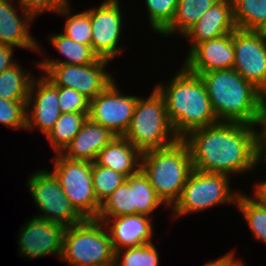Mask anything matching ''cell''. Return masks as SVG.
<instances>
[{"label": "cell", "mask_w": 266, "mask_h": 266, "mask_svg": "<svg viewBox=\"0 0 266 266\" xmlns=\"http://www.w3.org/2000/svg\"><path fill=\"white\" fill-rule=\"evenodd\" d=\"M256 126L218 122L190 131L182 139L190 150L193 169L229 176L257 170L261 161Z\"/></svg>", "instance_id": "cell-1"}, {"label": "cell", "mask_w": 266, "mask_h": 266, "mask_svg": "<svg viewBox=\"0 0 266 266\" xmlns=\"http://www.w3.org/2000/svg\"><path fill=\"white\" fill-rule=\"evenodd\" d=\"M155 89L163 97L167 117L180 139L194 129L218 123L201 77L183 66L166 85L161 82Z\"/></svg>", "instance_id": "cell-2"}, {"label": "cell", "mask_w": 266, "mask_h": 266, "mask_svg": "<svg viewBox=\"0 0 266 266\" xmlns=\"http://www.w3.org/2000/svg\"><path fill=\"white\" fill-rule=\"evenodd\" d=\"M218 122L257 125L266 96L233 68L199 74Z\"/></svg>", "instance_id": "cell-3"}, {"label": "cell", "mask_w": 266, "mask_h": 266, "mask_svg": "<svg viewBox=\"0 0 266 266\" xmlns=\"http://www.w3.org/2000/svg\"><path fill=\"white\" fill-rule=\"evenodd\" d=\"M141 170L167 208L172 207L194 170L188 145L179 138L167 147L143 152Z\"/></svg>", "instance_id": "cell-4"}, {"label": "cell", "mask_w": 266, "mask_h": 266, "mask_svg": "<svg viewBox=\"0 0 266 266\" xmlns=\"http://www.w3.org/2000/svg\"><path fill=\"white\" fill-rule=\"evenodd\" d=\"M115 250L108 228L97 219L65 228L60 260L69 266H113Z\"/></svg>", "instance_id": "cell-5"}, {"label": "cell", "mask_w": 266, "mask_h": 266, "mask_svg": "<svg viewBox=\"0 0 266 266\" xmlns=\"http://www.w3.org/2000/svg\"><path fill=\"white\" fill-rule=\"evenodd\" d=\"M123 137L141 153L167 147L179 139L167 117L164 99L155 88L149 97L138 98Z\"/></svg>", "instance_id": "cell-6"}, {"label": "cell", "mask_w": 266, "mask_h": 266, "mask_svg": "<svg viewBox=\"0 0 266 266\" xmlns=\"http://www.w3.org/2000/svg\"><path fill=\"white\" fill-rule=\"evenodd\" d=\"M229 178L227 174L193 170L182 188L180 198L170 208L171 218L177 220L213 206L236 204L240 191L233 193Z\"/></svg>", "instance_id": "cell-7"}, {"label": "cell", "mask_w": 266, "mask_h": 266, "mask_svg": "<svg viewBox=\"0 0 266 266\" xmlns=\"http://www.w3.org/2000/svg\"><path fill=\"white\" fill-rule=\"evenodd\" d=\"M51 160L54 161L51 172L75 210L84 219H96L101 204L93 189L92 162L68 159L60 153Z\"/></svg>", "instance_id": "cell-8"}, {"label": "cell", "mask_w": 266, "mask_h": 266, "mask_svg": "<svg viewBox=\"0 0 266 266\" xmlns=\"http://www.w3.org/2000/svg\"><path fill=\"white\" fill-rule=\"evenodd\" d=\"M26 187L31 193L35 206L41 212L36 214V217L60 224L65 228L84 220L72 206L51 171L37 170L29 176Z\"/></svg>", "instance_id": "cell-9"}, {"label": "cell", "mask_w": 266, "mask_h": 266, "mask_svg": "<svg viewBox=\"0 0 266 266\" xmlns=\"http://www.w3.org/2000/svg\"><path fill=\"white\" fill-rule=\"evenodd\" d=\"M109 62L99 58L86 65H38V68L55 86L74 89L91 101L114 81L105 69Z\"/></svg>", "instance_id": "cell-10"}, {"label": "cell", "mask_w": 266, "mask_h": 266, "mask_svg": "<svg viewBox=\"0 0 266 266\" xmlns=\"http://www.w3.org/2000/svg\"><path fill=\"white\" fill-rule=\"evenodd\" d=\"M233 69L266 96V31H234Z\"/></svg>", "instance_id": "cell-11"}, {"label": "cell", "mask_w": 266, "mask_h": 266, "mask_svg": "<svg viewBox=\"0 0 266 266\" xmlns=\"http://www.w3.org/2000/svg\"><path fill=\"white\" fill-rule=\"evenodd\" d=\"M115 81L89 101L88 118L109 129L114 135L124 136L139 97L124 95L119 91Z\"/></svg>", "instance_id": "cell-12"}, {"label": "cell", "mask_w": 266, "mask_h": 266, "mask_svg": "<svg viewBox=\"0 0 266 266\" xmlns=\"http://www.w3.org/2000/svg\"><path fill=\"white\" fill-rule=\"evenodd\" d=\"M120 4L119 0H105L98 7L86 10L92 26L91 46L99 58L112 61L123 49L119 47L124 26Z\"/></svg>", "instance_id": "cell-13"}, {"label": "cell", "mask_w": 266, "mask_h": 266, "mask_svg": "<svg viewBox=\"0 0 266 266\" xmlns=\"http://www.w3.org/2000/svg\"><path fill=\"white\" fill-rule=\"evenodd\" d=\"M65 227L32 216L20 227L18 243L19 256L27 259L41 258L48 255L61 257Z\"/></svg>", "instance_id": "cell-14"}, {"label": "cell", "mask_w": 266, "mask_h": 266, "mask_svg": "<svg viewBox=\"0 0 266 266\" xmlns=\"http://www.w3.org/2000/svg\"><path fill=\"white\" fill-rule=\"evenodd\" d=\"M40 77V78H39ZM34 78L26 104V130H40L46 136L60 117L58 86L43 74ZM37 79V80H36Z\"/></svg>", "instance_id": "cell-15"}, {"label": "cell", "mask_w": 266, "mask_h": 266, "mask_svg": "<svg viewBox=\"0 0 266 266\" xmlns=\"http://www.w3.org/2000/svg\"><path fill=\"white\" fill-rule=\"evenodd\" d=\"M183 67L199 75L214 70L231 69L234 65V31L195 45L185 56Z\"/></svg>", "instance_id": "cell-16"}, {"label": "cell", "mask_w": 266, "mask_h": 266, "mask_svg": "<svg viewBox=\"0 0 266 266\" xmlns=\"http://www.w3.org/2000/svg\"><path fill=\"white\" fill-rule=\"evenodd\" d=\"M13 2L15 0H0V44L43 53L39 42L29 31L36 17L19 3L16 7Z\"/></svg>", "instance_id": "cell-17"}, {"label": "cell", "mask_w": 266, "mask_h": 266, "mask_svg": "<svg viewBox=\"0 0 266 266\" xmlns=\"http://www.w3.org/2000/svg\"><path fill=\"white\" fill-rule=\"evenodd\" d=\"M102 221L112 241L114 250L137 247L153 242V218L130 214L115 218H96Z\"/></svg>", "instance_id": "cell-18"}, {"label": "cell", "mask_w": 266, "mask_h": 266, "mask_svg": "<svg viewBox=\"0 0 266 266\" xmlns=\"http://www.w3.org/2000/svg\"><path fill=\"white\" fill-rule=\"evenodd\" d=\"M236 29L232 0H219L182 37L189 41V52L200 42L227 35Z\"/></svg>", "instance_id": "cell-19"}, {"label": "cell", "mask_w": 266, "mask_h": 266, "mask_svg": "<svg viewBox=\"0 0 266 266\" xmlns=\"http://www.w3.org/2000/svg\"><path fill=\"white\" fill-rule=\"evenodd\" d=\"M115 137L109 129L87 118L79 133L60 154L72 160L94 162L98 152Z\"/></svg>", "instance_id": "cell-20"}, {"label": "cell", "mask_w": 266, "mask_h": 266, "mask_svg": "<svg viewBox=\"0 0 266 266\" xmlns=\"http://www.w3.org/2000/svg\"><path fill=\"white\" fill-rule=\"evenodd\" d=\"M142 153L123 136H116L98 152L95 164L112 169L126 178L141 169Z\"/></svg>", "instance_id": "cell-21"}, {"label": "cell", "mask_w": 266, "mask_h": 266, "mask_svg": "<svg viewBox=\"0 0 266 266\" xmlns=\"http://www.w3.org/2000/svg\"><path fill=\"white\" fill-rule=\"evenodd\" d=\"M49 42L56 49V51L64 57V59H49L45 58L38 61V65H86L96 62L99 56L93 51L92 46L81 44L73 41L63 33L50 34L48 37Z\"/></svg>", "instance_id": "cell-22"}, {"label": "cell", "mask_w": 266, "mask_h": 266, "mask_svg": "<svg viewBox=\"0 0 266 266\" xmlns=\"http://www.w3.org/2000/svg\"><path fill=\"white\" fill-rule=\"evenodd\" d=\"M217 1L219 0H178L173 20L160 36L180 34L182 37Z\"/></svg>", "instance_id": "cell-23"}, {"label": "cell", "mask_w": 266, "mask_h": 266, "mask_svg": "<svg viewBox=\"0 0 266 266\" xmlns=\"http://www.w3.org/2000/svg\"><path fill=\"white\" fill-rule=\"evenodd\" d=\"M22 68L18 62L0 73L1 99L27 102L34 75L31 70Z\"/></svg>", "instance_id": "cell-24"}, {"label": "cell", "mask_w": 266, "mask_h": 266, "mask_svg": "<svg viewBox=\"0 0 266 266\" xmlns=\"http://www.w3.org/2000/svg\"><path fill=\"white\" fill-rule=\"evenodd\" d=\"M126 181L132 187L133 207L135 214L152 216V213L161 206L167 207L157 196L147 176L140 169L137 173L130 175ZM161 205V206H160Z\"/></svg>", "instance_id": "cell-25"}, {"label": "cell", "mask_w": 266, "mask_h": 266, "mask_svg": "<svg viewBox=\"0 0 266 266\" xmlns=\"http://www.w3.org/2000/svg\"><path fill=\"white\" fill-rule=\"evenodd\" d=\"M88 114L84 113H61L55 125L45 138L55 151L61 153L81 130Z\"/></svg>", "instance_id": "cell-26"}, {"label": "cell", "mask_w": 266, "mask_h": 266, "mask_svg": "<svg viewBox=\"0 0 266 266\" xmlns=\"http://www.w3.org/2000/svg\"><path fill=\"white\" fill-rule=\"evenodd\" d=\"M238 29L266 31V0H232Z\"/></svg>", "instance_id": "cell-27"}, {"label": "cell", "mask_w": 266, "mask_h": 266, "mask_svg": "<svg viewBox=\"0 0 266 266\" xmlns=\"http://www.w3.org/2000/svg\"><path fill=\"white\" fill-rule=\"evenodd\" d=\"M235 205L242 213L252 236L266 244V204L256 195L250 197L241 191Z\"/></svg>", "instance_id": "cell-28"}, {"label": "cell", "mask_w": 266, "mask_h": 266, "mask_svg": "<svg viewBox=\"0 0 266 266\" xmlns=\"http://www.w3.org/2000/svg\"><path fill=\"white\" fill-rule=\"evenodd\" d=\"M135 214L132 187L125 180L100 205L97 218H115Z\"/></svg>", "instance_id": "cell-29"}, {"label": "cell", "mask_w": 266, "mask_h": 266, "mask_svg": "<svg viewBox=\"0 0 266 266\" xmlns=\"http://www.w3.org/2000/svg\"><path fill=\"white\" fill-rule=\"evenodd\" d=\"M72 10L71 3H68L56 13L66 19L63 34L75 42L91 46L92 26L89 13L84 10L77 14H72Z\"/></svg>", "instance_id": "cell-30"}, {"label": "cell", "mask_w": 266, "mask_h": 266, "mask_svg": "<svg viewBox=\"0 0 266 266\" xmlns=\"http://www.w3.org/2000/svg\"><path fill=\"white\" fill-rule=\"evenodd\" d=\"M113 266H159L158 250L153 242L115 250Z\"/></svg>", "instance_id": "cell-31"}, {"label": "cell", "mask_w": 266, "mask_h": 266, "mask_svg": "<svg viewBox=\"0 0 266 266\" xmlns=\"http://www.w3.org/2000/svg\"><path fill=\"white\" fill-rule=\"evenodd\" d=\"M92 179L95 196L101 204L119 185L126 180V177L112 169L92 162Z\"/></svg>", "instance_id": "cell-32"}, {"label": "cell", "mask_w": 266, "mask_h": 266, "mask_svg": "<svg viewBox=\"0 0 266 266\" xmlns=\"http://www.w3.org/2000/svg\"><path fill=\"white\" fill-rule=\"evenodd\" d=\"M151 31L161 34L172 22L178 0H144Z\"/></svg>", "instance_id": "cell-33"}, {"label": "cell", "mask_w": 266, "mask_h": 266, "mask_svg": "<svg viewBox=\"0 0 266 266\" xmlns=\"http://www.w3.org/2000/svg\"><path fill=\"white\" fill-rule=\"evenodd\" d=\"M26 104L0 98V123L14 130H26Z\"/></svg>", "instance_id": "cell-34"}, {"label": "cell", "mask_w": 266, "mask_h": 266, "mask_svg": "<svg viewBox=\"0 0 266 266\" xmlns=\"http://www.w3.org/2000/svg\"><path fill=\"white\" fill-rule=\"evenodd\" d=\"M61 113H89V100L78 91L58 86Z\"/></svg>", "instance_id": "cell-35"}, {"label": "cell", "mask_w": 266, "mask_h": 266, "mask_svg": "<svg viewBox=\"0 0 266 266\" xmlns=\"http://www.w3.org/2000/svg\"><path fill=\"white\" fill-rule=\"evenodd\" d=\"M24 10L32 13L36 18L43 12L57 13L65 7L69 0H16Z\"/></svg>", "instance_id": "cell-36"}, {"label": "cell", "mask_w": 266, "mask_h": 266, "mask_svg": "<svg viewBox=\"0 0 266 266\" xmlns=\"http://www.w3.org/2000/svg\"><path fill=\"white\" fill-rule=\"evenodd\" d=\"M257 127L259 128L258 129V154H259L260 161L264 163L266 162V98L263 102V105L260 111V116H259Z\"/></svg>", "instance_id": "cell-37"}, {"label": "cell", "mask_w": 266, "mask_h": 266, "mask_svg": "<svg viewBox=\"0 0 266 266\" xmlns=\"http://www.w3.org/2000/svg\"><path fill=\"white\" fill-rule=\"evenodd\" d=\"M14 48L13 46L0 44V73L18 63L17 60L13 58Z\"/></svg>", "instance_id": "cell-38"}, {"label": "cell", "mask_w": 266, "mask_h": 266, "mask_svg": "<svg viewBox=\"0 0 266 266\" xmlns=\"http://www.w3.org/2000/svg\"><path fill=\"white\" fill-rule=\"evenodd\" d=\"M234 255V251H230L224 256L207 262L204 266H246L243 259L235 258Z\"/></svg>", "instance_id": "cell-39"}, {"label": "cell", "mask_w": 266, "mask_h": 266, "mask_svg": "<svg viewBox=\"0 0 266 266\" xmlns=\"http://www.w3.org/2000/svg\"><path fill=\"white\" fill-rule=\"evenodd\" d=\"M254 186V195L259 199H266V179L264 181H258Z\"/></svg>", "instance_id": "cell-40"}, {"label": "cell", "mask_w": 266, "mask_h": 266, "mask_svg": "<svg viewBox=\"0 0 266 266\" xmlns=\"http://www.w3.org/2000/svg\"><path fill=\"white\" fill-rule=\"evenodd\" d=\"M261 201H263L266 204V199H260Z\"/></svg>", "instance_id": "cell-41"}]
</instances>
